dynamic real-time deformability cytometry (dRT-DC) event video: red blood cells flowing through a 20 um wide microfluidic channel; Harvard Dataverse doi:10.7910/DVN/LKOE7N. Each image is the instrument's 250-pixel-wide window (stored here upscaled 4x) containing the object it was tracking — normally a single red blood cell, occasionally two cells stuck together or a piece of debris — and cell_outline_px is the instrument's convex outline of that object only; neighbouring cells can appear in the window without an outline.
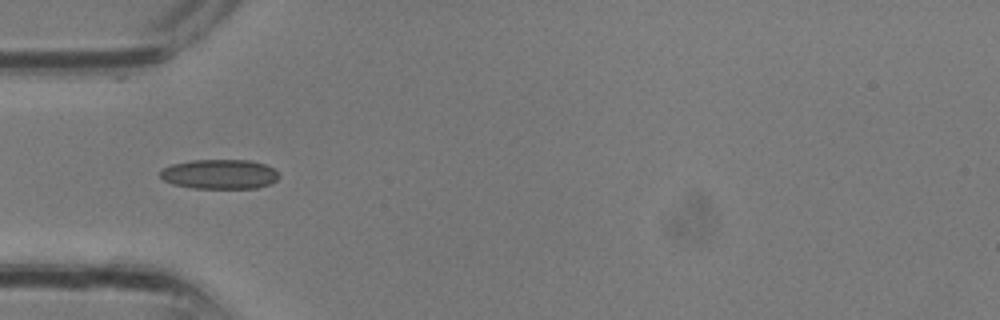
{"species": "common noctule bat (a hibernating species)", "species_latin": "Nyctalus noctula", "temperature_condition": "room temperature", "stored_images_in_passage": 23, "camera_frame_rate_fps": 3000, "um_per_image_px": 0.085, "animal": {"sex": "male", "body_mass_g": 13.3}, "frame": {"image": 1, "passage_image": 1, "time_ms": 0.0, "image_size_px": [1000, 320], "cell_outline_px": [[280, 176], [272, 184], [256, 188], [192, 188], [172, 184], [164, 180], [160, 176], [160, 172], [164, 168], [172, 164], [192, 160], [248, 160], [264, 164], [272, 168]], "centroid_in_image_um": [18.67, 14.81], "position_along_channel_um": 66.3, "area_um2": 20.46}}
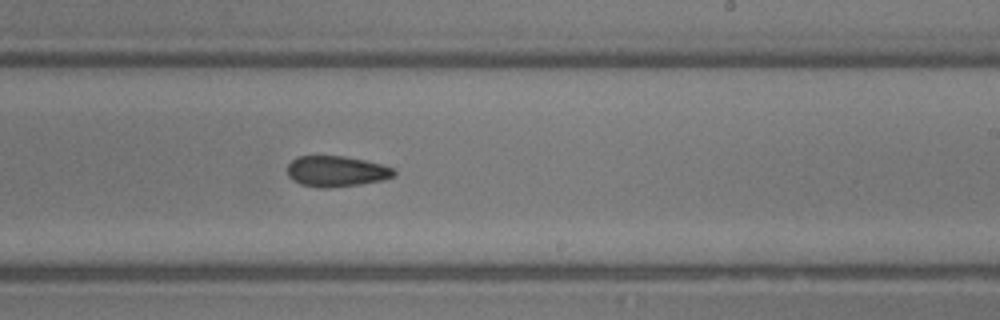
{"frame": {"image": 2, "passage_image": 10, "time_ms": 3.0, "image_size_px": [1000, 320], "cell_outline_px": [[396, 172], [392, 176], [384, 180], [360, 184], [324, 188], [316, 188], [300, 184], [292, 180], [288, 176], [288, 164], [296, 156], [344, 156], [384, 164], [392, 168]], "centroid_in_image_um": [28.57, 14.56], "position_along_channel_um": 260.4, "area_um2": 19.19}}
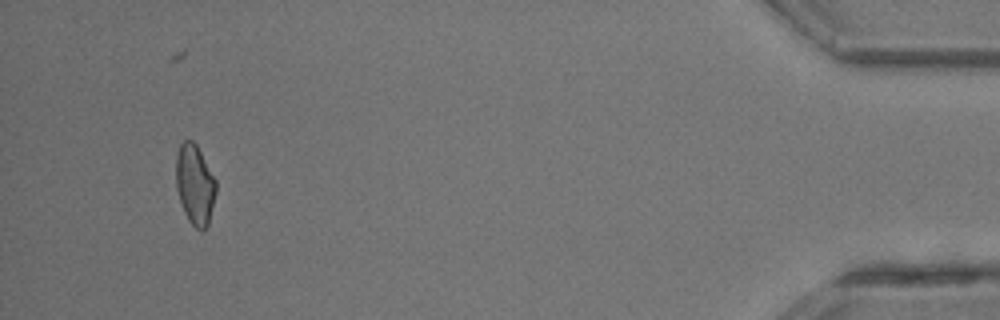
{"frame": {"image": 3, "passage_image": 21, "time_ms": 6.667, "image_size_px": [1000, 320], "cell_outline_px": [[216, 192], [208, 224], [204, 232], [200, 232], [188, 220], [184, 212], [176, 188], [176, 156], [180, 144], [184, 140], [192, 140], [196, 144], [216, 180]], "centroid_in_image_um": [16.56, 15.71], "position_along_channel_um": 418.6, "area_um2": 18.67}}